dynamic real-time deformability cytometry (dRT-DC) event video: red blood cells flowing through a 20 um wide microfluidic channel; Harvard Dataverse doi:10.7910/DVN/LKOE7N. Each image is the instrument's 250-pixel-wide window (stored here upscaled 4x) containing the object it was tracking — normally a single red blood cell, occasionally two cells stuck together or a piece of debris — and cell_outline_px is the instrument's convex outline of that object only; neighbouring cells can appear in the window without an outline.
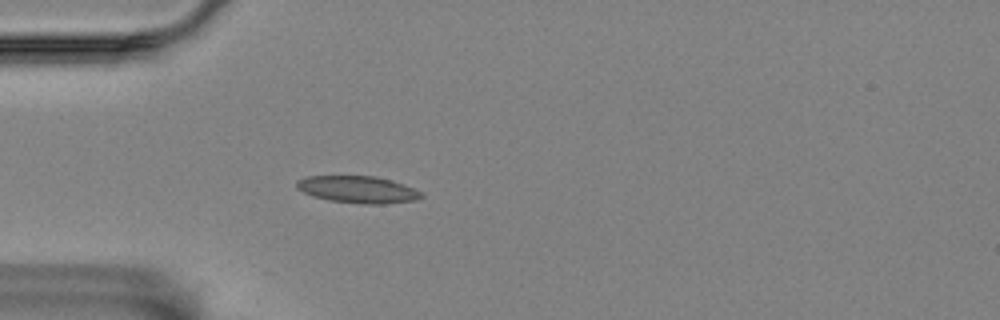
{"species": "Egyptian fruit bat (a non-hibernating species)", "species_latin": "Rousettus aegyptiacus", "temperature_condition": "room temperature", "stored_images_in_passage": 5, "camera_frame_rate_fps": 3000, "um_per_image_px": 0.085, "animal": {"sex": "female"}, "frame": {"image": 1, "passage_image": 5, "time_ms": 1.333, "image_size_px": [1000, 320], "cell_outline_px": [[424, 196], [416, 200], [384, 204], [364, 204], [332, 200], [312, 196], [296, 188], [296, 180], [304, 176], [376, 176], [392, 180], [412, 188], [420, 192]], "centroid_in_image_um": [30.39, 16.1], "position_along_channel_um": 54.6, "area_um2": 19.54}}